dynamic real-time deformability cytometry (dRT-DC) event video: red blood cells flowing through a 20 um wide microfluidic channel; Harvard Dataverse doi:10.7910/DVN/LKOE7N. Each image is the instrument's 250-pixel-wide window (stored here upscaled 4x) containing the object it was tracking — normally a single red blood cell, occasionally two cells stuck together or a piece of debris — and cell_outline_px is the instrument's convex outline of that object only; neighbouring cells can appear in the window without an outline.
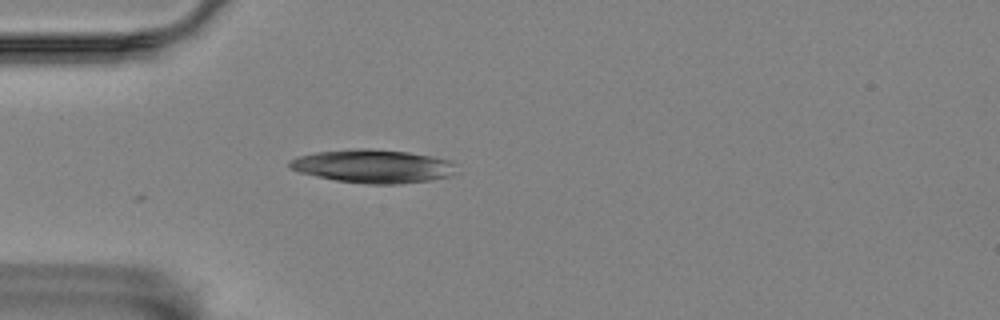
{"species": "Egyptian fruit bat (a non-hibernating species)", "species_latin": "Rousettus aegyptiacus", "temperature_condition": "room temperature", "stored_images_in_passage": 4, "camera_frame_rate_fps": 3000, "um_per_image_px": 0.085, "animal": {"sex": "female"}, "frame": {"image": 1, "passage_image": 4, "time_ms": 3.667, "image_size_px": [1000, 320], "cell_outline_px": [[460, 172], [448, 176], [428, 180], [396, 184], [368, 184], [336, 180], [316, 176], [300, 172], [288, 168], [288, 160], [300, 156], [316, 152], [356, 148], [368, 148], [408, 152], [432, 156], [448, 160], [456, 164]], "centroid_in_image_um": [31.73, 14.12], "position_along_channel_um": 53.3, "area_um2": 32.54}}